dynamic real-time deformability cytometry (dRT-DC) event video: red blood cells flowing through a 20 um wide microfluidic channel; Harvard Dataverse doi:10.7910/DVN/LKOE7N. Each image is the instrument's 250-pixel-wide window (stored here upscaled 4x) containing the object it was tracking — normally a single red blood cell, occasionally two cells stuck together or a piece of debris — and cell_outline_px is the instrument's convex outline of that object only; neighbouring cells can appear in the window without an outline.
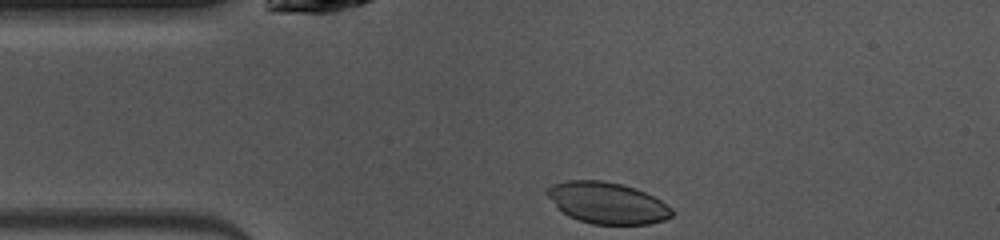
{"species": "common noctule bat (a hibernating species)", "species_latin": "Nyctalus noctula", "temperature_condition": "warm", "stored_images_in_passage": 40, "camera_frame_rate_fps": 3000, "um_per_image_px": 0.085, "animal": {"sex": "female", "body_mass_g": 10.0, "forearm_length_mm": 53.1}, "frame": {"image": 1, "passage_image": 1, "time_ms": 0.0, "image_size_px": [1000, 240], "cell_outline_px": [[672, 216], [664, 220], [648, 224], [592, 224], [568, 216], [556, 208], [544, 192], [544, 188], [552, 184], [568, 180], [600, 180], [624, 184], [636, 188], [660, 200], [672, 208]], "centroid_in_image_um": [51.56, 17.24], "position_along_channel_um": 33.4, "area_um2": 30.35}}
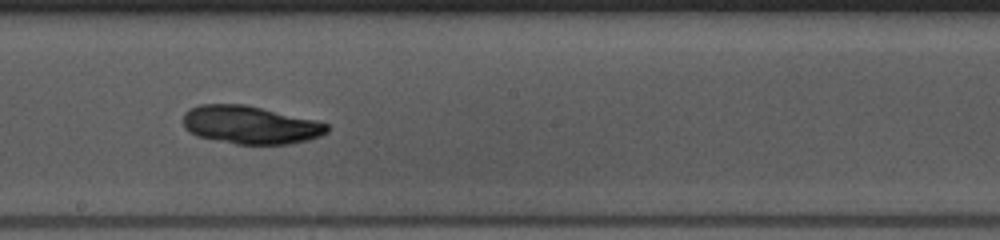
{"frame": {"image": 2, "passage_image": 17, "time_ms": 5.333, "image_size_px": [1000, 240], "cell_outline_px": [[328, 132], [320, 136], [308, 140], [288, 144], [236, 144], [196, 136], [184, 128], [184, 112], [188, 108], [200, 104], [244, 104], [316, 120], [328, 124]], "centroid_in_image_um": [21.26, 10.61], "position_along_channel_um": 226.9, "area_um2": 31.96}}
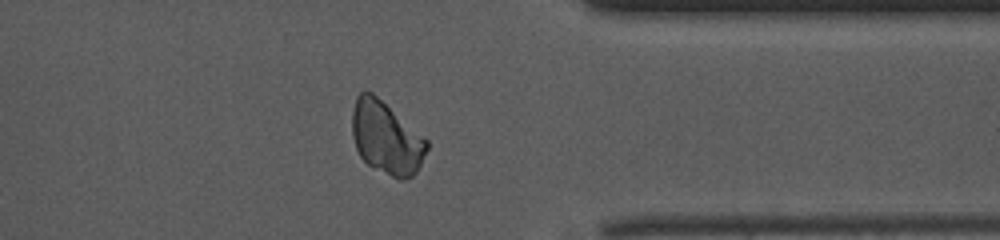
{"frame": {"image": 3, "passage_image": 29, "time_ms": 9.333, "image_size_px": [1000, 240], "cell_outline_px": [[428, 148], [416, 172], [412, 176], [404, 180], [400, 180], [368, 164], [360, 156], [356, 148], [352, 136], [352, 112], [356, 96], [364, 88], [368, 88], [428, 140]], "centroid_in_image_um": [32.81, 11.67], "position_along_channel_um": 378.6, "area_um2": 31.62}}